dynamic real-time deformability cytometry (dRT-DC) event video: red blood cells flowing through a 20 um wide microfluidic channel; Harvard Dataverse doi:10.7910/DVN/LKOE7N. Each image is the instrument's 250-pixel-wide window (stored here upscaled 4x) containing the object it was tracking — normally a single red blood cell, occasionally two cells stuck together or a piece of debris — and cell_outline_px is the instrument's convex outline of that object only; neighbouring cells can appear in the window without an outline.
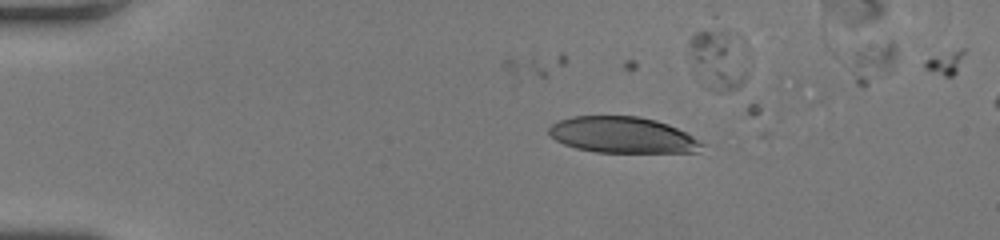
{"species": "human", "species_latin": "Homo sapiens", "temperature_condition": "room temperature", "stored_images_in_passage": 10, "camera_frame_rate_fps": 3000, "um_per_image_px": 0.085, "donor": {"sex": "female"}, "frame": {"image": 1, "passage_image": 1, "time_ms": 0.0, "image_size_px": [1000, 240], "cell_outline_px": [[704, 144], [696, 152], [596, 152], [576, 148], [564, 144], [556, 140], [548, 132], [548, 128], [556, 120], [572, 116], [640, 116], [656, 120], [668, 124], [692, 136]], "centroid_in_image_um": [52.87, 11.46], "position_along_channel_um": 32.1, "area_um2": 32.08}}